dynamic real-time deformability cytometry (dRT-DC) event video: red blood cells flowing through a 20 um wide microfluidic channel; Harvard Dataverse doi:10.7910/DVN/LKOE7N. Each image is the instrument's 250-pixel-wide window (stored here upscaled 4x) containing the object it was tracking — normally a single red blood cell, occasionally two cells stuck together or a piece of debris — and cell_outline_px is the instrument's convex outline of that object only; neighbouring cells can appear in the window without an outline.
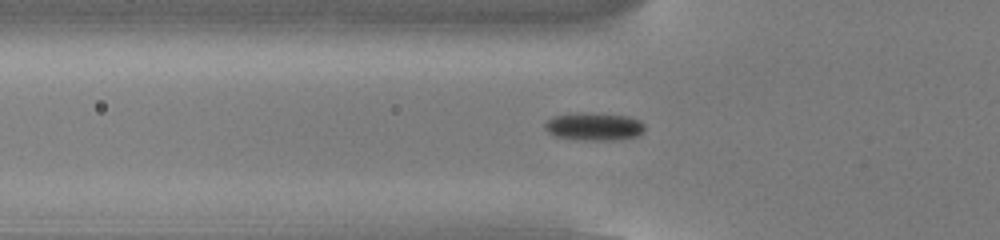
{"species": "common noctule bat (a hibernating species)", "species_latin": "Nyctalus noctula", "temperature_condition": "cold", "stored_images_in_passage": 37, "camera_frame_rate_fps": 3000, "um_per_image_px": 0.085, "animal": {"sex": "male", "body_mass_g": 13.0, "forearm_length_mm": 53.1}, "frame": {"image": 1, "passage_image": 2, "time_ms": 0.333, "image_size_px": [1000, 240], "cell_outline_px": [[644, 132], [640, 136], [620, 140], [580, 140], [556, 136], [548, 132], [544, 128], [544, 124], [548, 120], [556, 116], [580, 112], [584, 112], [628, 116], [640, 120], [644, 124]], "centroid_in_image_um": [50.55, 10.77], "position_along_channel_um": 75.3, "area_um2": 16.36}}
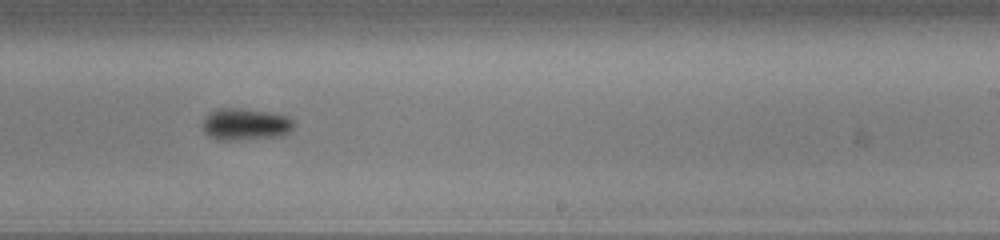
{"frame": {"image": 2, "passage_image": 17, "time_ms": 5.333, "image_size_px": [1000, 240], "cell_outline_px": [[296, 124], [284, 136], [236, 140], [224, 140], [208, 136], [204, 132], [204, 120], [216, 108], [240, 108], [268, 112], [288, 116]], "centroid_in_image_um": [20.9, 10.57], "position_along_channel_um": 268.1, "area_um2": 16.82}}
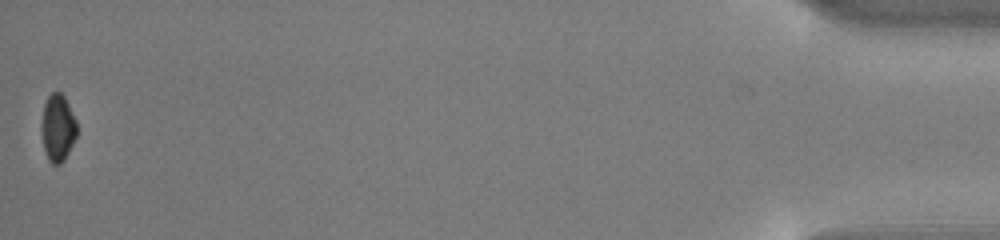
{"frame": {"image": 3, "passage_image": 37, "time_ms": 12.0, "image_size_px": [1000, 240], "cell_outline_px": [[76, 136], [64, 160], [60, 164], [52, 164], [48, 160], [44, 148], [40, 128], [40, 124], [44, 104], [48, 96], [52, 92], [60, 92], [64, 96], [76, 120]], "centroid_in_image_um": [4.88, 10.86], "position_along_channel_um": 430.3, "area_um2": 13.81}, "authors_computed_cell_mechanics": {"area_um2": 16.1262, "velocity_mm_per_s": 3.8572, "shape_relaxation_time_tau1_ms": 2.2948, "shape_relaxation_time_tau2_ms": null, "deformation_change_tau1": 0.0937, "deformation_change_tau2": null}}